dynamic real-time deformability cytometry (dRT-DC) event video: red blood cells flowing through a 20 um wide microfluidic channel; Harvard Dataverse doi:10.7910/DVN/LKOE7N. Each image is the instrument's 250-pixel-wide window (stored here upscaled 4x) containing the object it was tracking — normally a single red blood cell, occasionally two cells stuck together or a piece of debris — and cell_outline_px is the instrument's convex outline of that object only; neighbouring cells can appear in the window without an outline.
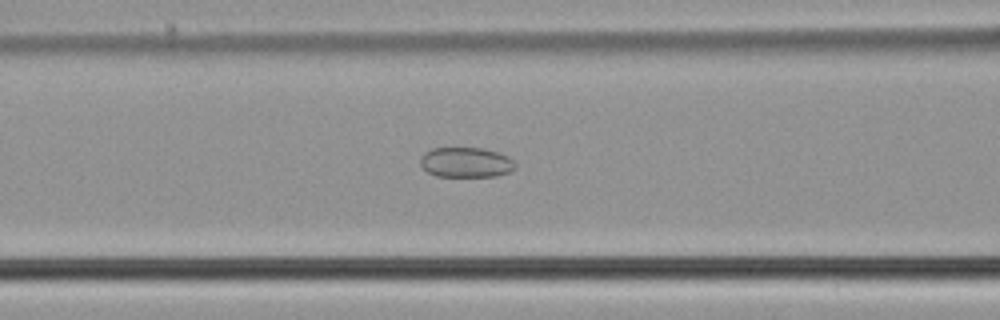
{"species": "common noctule bat (a hibernating species)", "species_latin": "Nyctalus noctula", "temperature_condition": "cold", "stored_images_in_passage": 38, "camera_frame_rate_fps": 3000, "um_per_image_px": 0.085, "animal": {"sex": "male", "body_mass_g": 21.5, "forearm_length_mm": 52.0}, "frame": {"image": 1, "passage_image": 13, "time_ms": 4.0, "image_size_px": [1000, 320], "cell_outline_px": [[516, 168], [508, 172], [496, 176], [436, 176], [428, 172], [420, 164], [420, 156], [424, 152], [432, 148], [480, 148], [496, 152], [508, 156], [516, 164]], "centroid_in_image_um": [39.59, 13.8], "position_along_channel_um": 127.0, "area_um2": 16.59}}
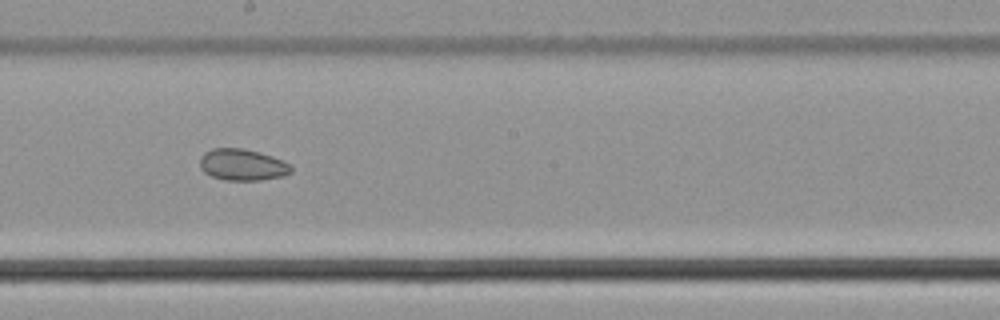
{"frame": {"image": 2, "passage_image": 21, "time_ms": 6.667, "image_size_px": [1000, 320], "cell_outline_px": [[292, 172], [284, 176], [260, 180], [224, 180], [212, 176], [204, 172], [200, 168], [200, 156], [204, 152], [212, 148], [244, 148], [260, 152], [272, 156], [288, 164], [292, 168]], "centroid_in_image_um": [20.58, 14.0], "position_along_channel_um": 227.6, "area_um2": 16.82}}
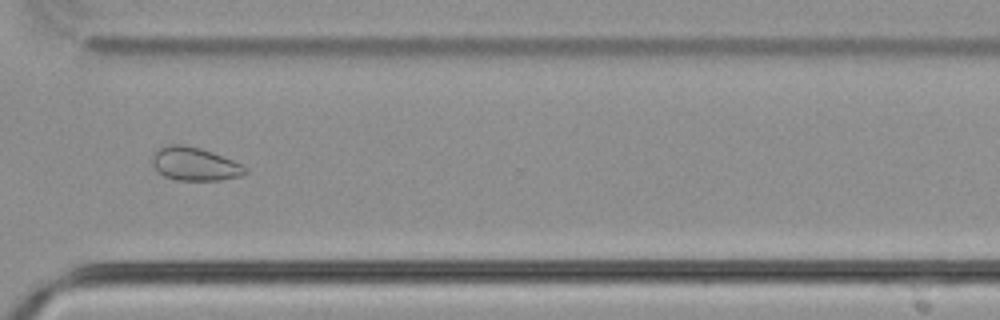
{"frame": {"image": 3, "passage_image": 31, "time_ms": 10.0, "image_size_px": [1000, 320], "cell_outline_px": [[248, 172], [240, 176], [220, 180], [176, 180], [164, 176], [152, 164], [152, 152], [168, 144], [180, 144], [200, 148], [212, 152], [232, 160], [248, 168]], "centroid_in_image_um": [16.54, 13.93], "position_along_channel_um": 354.1, "area_um2": 17.98}, "authors_computed_cell_mechanics": {"area_um2": 17.9758, "velocity_mm_per_s": 3.7723, "shape_relaxation_time_tau1_ms": null, "shape_relaxation_time_tau2_ms": 7.4867, "deformation_change_tau1": null, "deformation_change_tau2": 0.0778}}